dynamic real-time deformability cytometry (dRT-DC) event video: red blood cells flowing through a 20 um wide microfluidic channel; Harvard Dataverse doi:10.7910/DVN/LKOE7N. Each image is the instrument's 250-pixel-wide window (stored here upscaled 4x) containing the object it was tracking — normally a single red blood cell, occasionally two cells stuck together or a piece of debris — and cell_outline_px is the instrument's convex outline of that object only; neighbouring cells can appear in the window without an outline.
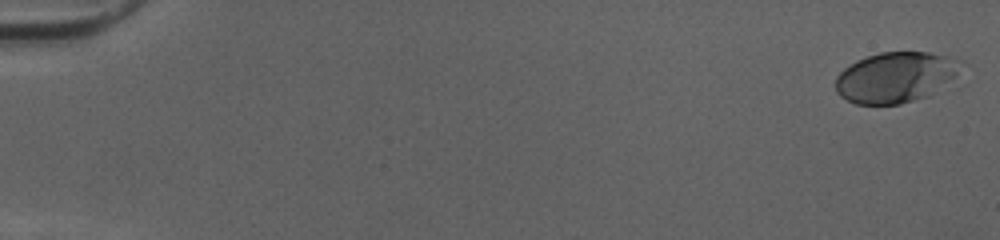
{"species": "human", "species_latin": "Homo sapiens", "temperature_condition": "cold", "stored_images_in_passage": 51, "camera_frame_rate_fps": 3000, "um_per_image_px": 0.085, "donor": {"sex": "female"}, "frame": {"image": 1, "passage_image": 1, "time_ms": 0.0, "image_size_px": [1000, 240], "cell_outline_px": [[956, 76], [928, 96], [900, 104], [856, 104], [840, 96], [836, 92], [836, 76], [844, 68], [856, 60], [880, 52], [928, 52], [944, 56], [956, 60]], "centroid_in_image_um": [76.02, 6.58], "position_along_channel_um": 9.0, "area_um2": 36.24}}
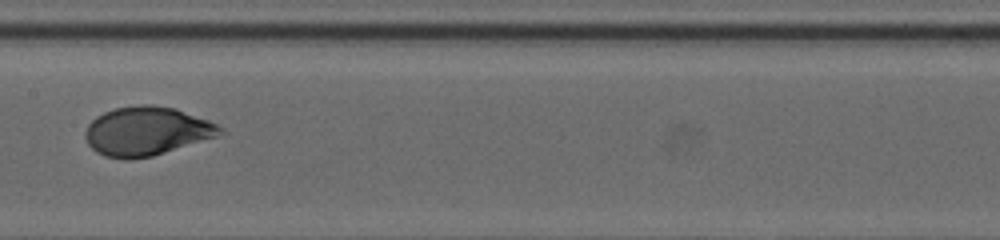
{"frame": {"image": 2, "passage_image": 28, "time_ms": 9.0, "image_size_px": [1000, 240], "cell_outline_px": [[228, 132], [216, 136], [152, 156], [128, 160], [124, 160], [104, 156], [96, 152], [88, 144], [84, 136], [84, 132], [88, 124], [96, 116], [104, 112], [116, 108], [144, 104], [152, 104], [176, 108], [208, 120], [224, 128]], "centroid_in_image_um": [12.45, 11.15], "position_along_channel_um": 195.0, "area_um2": 38.44}}
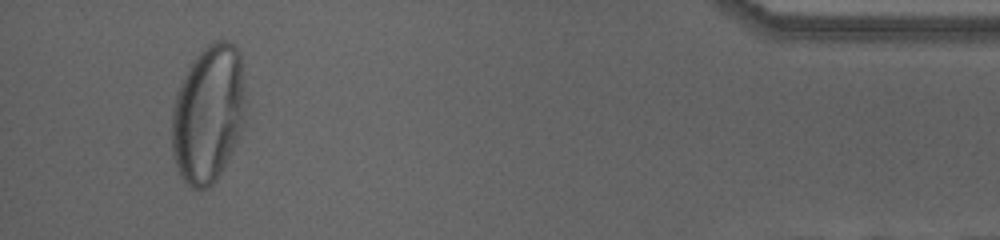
{"frame": {"image": 3, "passage_image": 49, "time_ms": 16.0, "image_size_px": [1000, 240], "cell_outline_px": [[244, 108], [240, 132], [216, 180], [208, 188], [200, 192], [192, 188], [180, 176], [172, 152], [172, 108], [176, 92], [192, 60], [208, 44], [216, 40], [228, 40], [240, 52], [244, 88]], "centroid_in_image_um": [17.67, 9.67], "position_along_channel_um": 417.5, "area_um2": 58.78}, "authors_computed_cell_mechanics": {"area_um2": 37.3966, "velocity_mm_per_s": 4.0329, "shape_relaxation_time_tau1_ms": 3.7738, "shape_relaxation_time_tau2_ms": null, "deformation_change_tau1": 0.1859, "deformation_change_tau2": null}}